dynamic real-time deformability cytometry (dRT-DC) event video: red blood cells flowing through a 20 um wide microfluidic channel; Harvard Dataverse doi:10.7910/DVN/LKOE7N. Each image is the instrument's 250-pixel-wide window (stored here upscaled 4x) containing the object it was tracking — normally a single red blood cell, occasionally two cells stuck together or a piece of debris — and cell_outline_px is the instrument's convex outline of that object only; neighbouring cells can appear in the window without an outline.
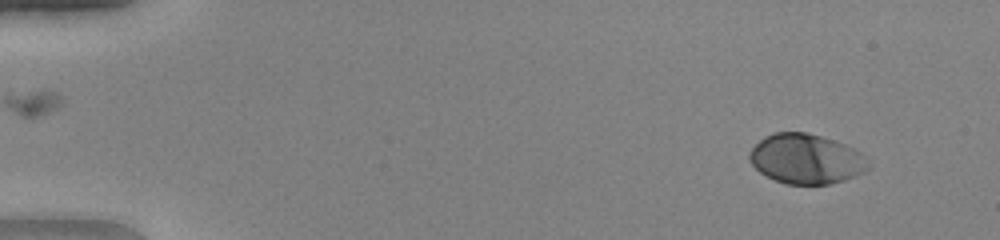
{"species": "human", "species_latin": "Homo sapiens", "temperature_condition": "warm", "stored_images_in_passage": 50, "camera_frame_rate_fps": 3000, "um_per_image_px": 0.085, "donor": {"sex": "female"}, "frame": {"image": 1, "passage_image": 4, "time_ms": 1.0, "image_size_px": [1000, 240], "cell_outline_px": [[872, 164], [864, 172], [844, 180], [828, 184], [784, 184], [760, 172], [748, 160], [748, 152], [764, 136], [772, 132], [808, 132], [844, 144], [860, 152]], "centroid_in_image_um": [68.51, 13.5], "position_along_channel_um": 16.5, "area_um2": 34.51}}
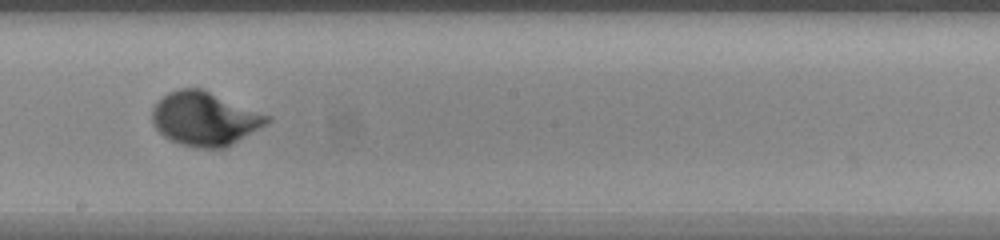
{"frame": {"image": 2, "passage_image": 29, "time_ms": 9.333, "image_size_px": [1000, 240], "cell_outline_px": [[272, 120], [268, 124], [232, 144], [224, 148], [196, 148], [180, 144], [164, 136], [152, 124], [152, 108], [156, 100], [168, 92], [180, 88], [204, 88], [272, 116]], "centroid_in_image_um": [17.42, 10.07], "position_along_channel_um": 230.8, "area_um2": 36.59}}
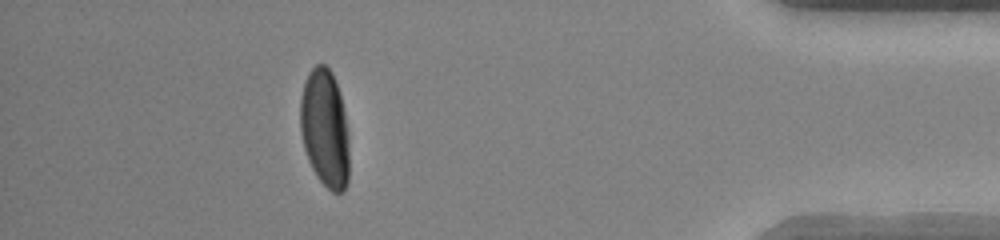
{"frame": {"image": 3, "passage_image": 45, "time_ms": 14.667, "image_size_px": [1000, 240], "cell_outline_px": [[348, 184], [344, 192], [332, 192], [316, 176], [308, 160], [304, 148], [300, 128], [300, 100], [304, 84], [308, 72], [316, 64], [324, 64], [332, 72], [340, 92], [344, 112], [348, 136]], "centroid_in_image_um": [27.61, 10.92], "position_along_channel_um": 407.6, "area_um2": 33.76}, "authors_computed_cell_mechanics": {"area_um2": 34.2465, "velocity_mm_per_s": 4.1234, "shape_relaxation_time_tau1_ms": 2.4863, "shape_relaxation_time_tau2_ms": null, "deformation_change_tau1": 0.1969, "deformation_change_tau2": null}}